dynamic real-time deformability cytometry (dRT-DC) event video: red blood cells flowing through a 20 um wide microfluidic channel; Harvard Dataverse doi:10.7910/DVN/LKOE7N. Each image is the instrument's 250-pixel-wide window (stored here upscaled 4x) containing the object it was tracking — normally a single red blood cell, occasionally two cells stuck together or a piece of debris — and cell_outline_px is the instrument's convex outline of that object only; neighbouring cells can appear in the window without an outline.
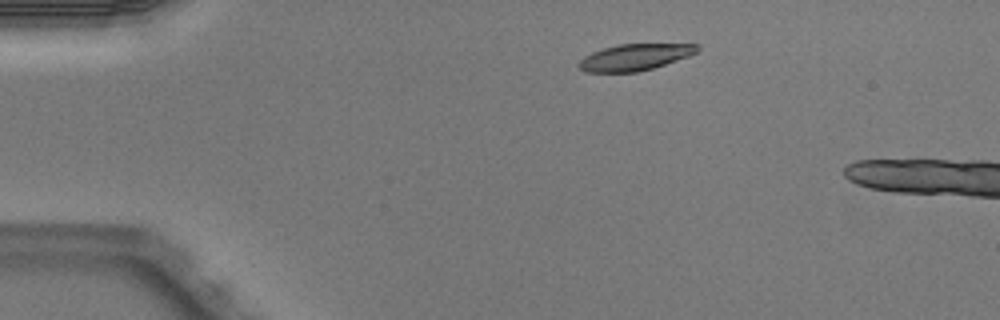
{"species": "Egyptian fruit bat (a non-hibernating species)", "species_latin": "Rousettus aegyptiacus", "temperature_condition": "warm", "stored_images_in_passage": 4, "camera_frame_rate_fps": 3000, "um_per_image_px": 0.085, "animal": {"sex": "male"}, "frame": {"image": 1, "passage_image": 2, "time_ms": 0.333, "image_size_px": [1000, 320], "cell_outline_px": [[700, 48], [696, 52], [688, 56], [652, 68], [636, 72], [584, 72], [576, 64], [584, 56], [592, 52], [616, 44], [700, 44]], "centroid_in_image_um": [53.92, 4.85], "position_along_channel_um": 31.1, "area_um2": 18.15}}
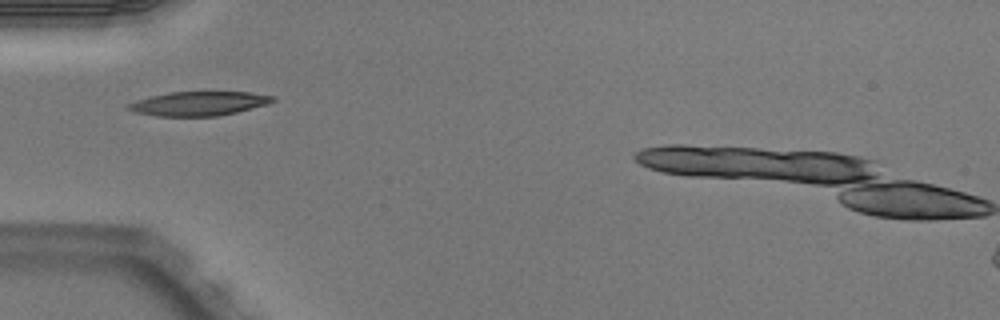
{"frame": {"image": 2, "passage_image": 4, "time_ms": 1.0, "image_size_px": [1000, 320], "cell_outline_px": [[276, 100], [268, 104], [236, 112], [216, 116], [156, 116], [136, 112], [128, 108], [128, 104], [136, 100], [152, 96], [172, 92], [252, 92], [276, 96]], "centroid_in_image_um": [16.96, 8.8], "position_along_channel_um": 68.0, "area_um2": 20.17}}